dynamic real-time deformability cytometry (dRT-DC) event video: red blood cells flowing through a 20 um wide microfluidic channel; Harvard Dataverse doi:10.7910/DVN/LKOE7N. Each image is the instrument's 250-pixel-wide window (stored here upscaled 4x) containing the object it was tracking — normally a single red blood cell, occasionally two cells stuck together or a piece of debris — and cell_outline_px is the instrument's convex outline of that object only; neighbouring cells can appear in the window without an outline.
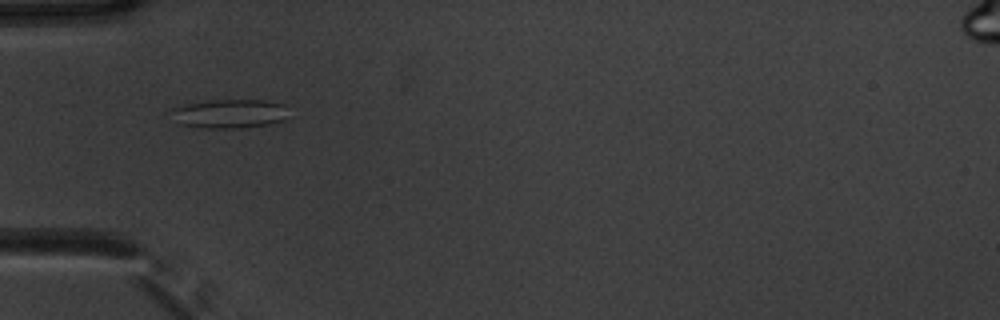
{"species": "common noctule bat (a hibernating species)", "species_latin": "Nyctalus noctula", "temperature_condition": "warm", "stored_images_in_passage": 32, "camera_frame_rate_fps": 3000, "um_per_image_px": 0.085, "animal": {"sex": "male", "body_mass_g": 20.1, "forearm_length_mm": 53.5}, "frame": {"image": 1, "passage_image": 18, "time_ms": 5.667, "image_size_px": [1000, 320], "cell_outline_px": [[288, 116], [284, 120], [268, 124], [244, 128], [204, 128], [180, 124], [168, 112], [172, 108], [184, 104], [212, 100], [268, 100], [284, 104]], "centroid_in_image_um": [19.5, 9.66], "position_along_channel_um": 65.5, "area_um2": 20.0}}
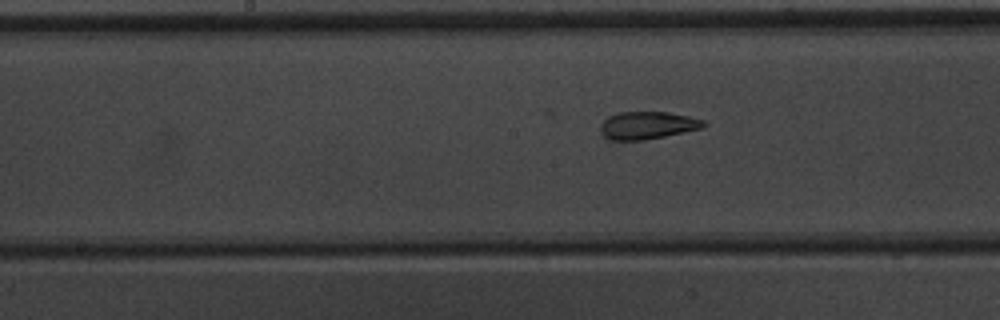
{"frame": {"image": 2, "passage_image": 28, "time_ms": 9.0, "image_size_px": [1000, 320], "cell_outline_px": [[708, 124], [700, 128], [664, 136], [644, 140], [608, 140], [600, 132], [600, 124], [608, 116], [620, 112], [668, 112], [688, 116], [704, 120]], "centroid_in_image_um": [54.99, 10.65], "position_along_channel_um": 193.2, "area_um2": 16.53}}